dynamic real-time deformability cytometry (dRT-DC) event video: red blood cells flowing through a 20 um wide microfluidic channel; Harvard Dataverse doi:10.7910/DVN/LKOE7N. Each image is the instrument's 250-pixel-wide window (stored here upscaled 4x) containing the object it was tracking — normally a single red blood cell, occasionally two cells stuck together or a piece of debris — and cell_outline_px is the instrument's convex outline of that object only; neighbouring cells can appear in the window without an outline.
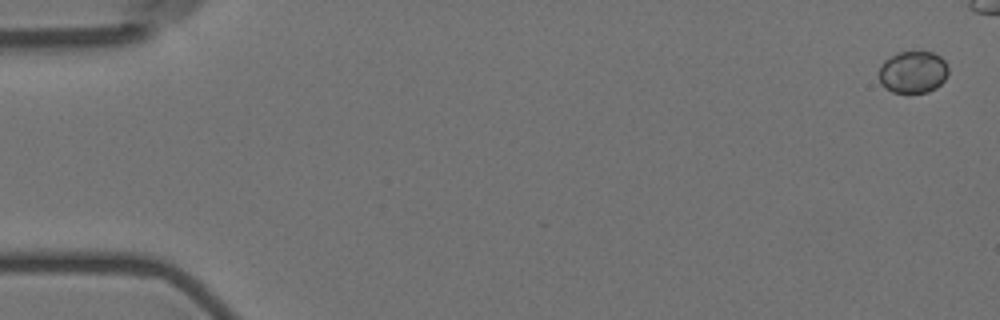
{"species": "Egyptian fruit bat (a non-hibernating species)", "species_latin": "Rousettus aegyptiacus", "temperature_condition": "room temperature", "stored_images_in_passage": 6, "camera_frame_rate_fps": 3000, "um_per_image_px": 0.085, "animal": {"sex": "female"}, "frame": {"image": 1, "passage_image": 1, "time_ms": 0.0, "image_size_px": [1000, 320], "cell_outline_px": [[948, 72], [944, 80], [936, 88], [928, 92], [892, 92], [884, 88], [880, 84], [880, 64], [884, 60], [896, 52], [932, 52], [940, 56], [944, 60], [948, 68]], "centroid_in_image_um": [77.58, 6.12], "position_along_channel_um": 7.4, "area_um2": 17.05}}
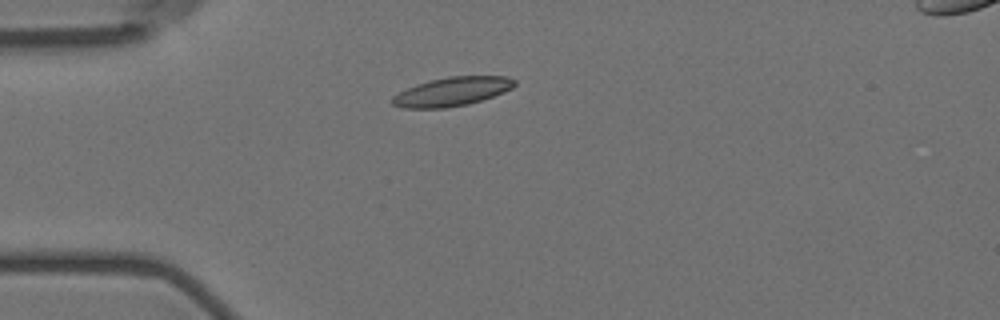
{"frame": {"image": 2, "passage_image": 6, "time_ms": 6.667, "image_size_px": [1000, 320], "cell_outline_px": [[516, 84], [512, 88], [504, 92], [468, 104], [444, 108], [404, 108], [392, 104], [392, 96], [416, 84], [448, 76], [508, 76], [516, 80]], "centroid_in_image_um": [38.44, 7.78], "position_along_channel_um": 46.6, "area_um2": 20.4}}